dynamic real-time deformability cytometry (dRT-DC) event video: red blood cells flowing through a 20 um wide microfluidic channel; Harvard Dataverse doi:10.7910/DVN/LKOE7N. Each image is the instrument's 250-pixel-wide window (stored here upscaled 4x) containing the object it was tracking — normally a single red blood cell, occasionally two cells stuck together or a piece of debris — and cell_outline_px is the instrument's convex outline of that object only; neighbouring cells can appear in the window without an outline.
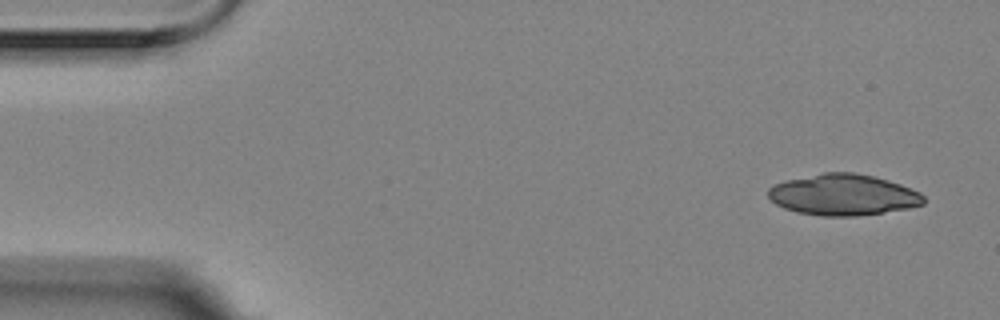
{"species": "Egyptian fruit bat (a non-hibernating species)", "species_latin": "Rousettus aegyptiacus", "temperature_condition": "room temperature", "stored_images_in_passage": 4, "camera_frame_rate_fps": 3000, "um_per_image_px": 0.085, "animal": {"sex": "female"}, "frame": {"image": 1, "passage_image": 1, "time_ms": 0.0, "image_size_px": [1000, 320], "cell_outline_px": [[924, 204], [908, 208], [884, 212], [856, 216], [824, 216], [796, 212], [784, 208], [776, 204], [768, 196], [768, 188], [784, 180], [824, 172], [852, 172], [872, 176], [888, 180], [900, 184], [920, 192], [924, 196]], "centroid_in_image_um": [71.66, 16.56], "position_along_channel_um": 13.3, "area_um2": 37.22}}